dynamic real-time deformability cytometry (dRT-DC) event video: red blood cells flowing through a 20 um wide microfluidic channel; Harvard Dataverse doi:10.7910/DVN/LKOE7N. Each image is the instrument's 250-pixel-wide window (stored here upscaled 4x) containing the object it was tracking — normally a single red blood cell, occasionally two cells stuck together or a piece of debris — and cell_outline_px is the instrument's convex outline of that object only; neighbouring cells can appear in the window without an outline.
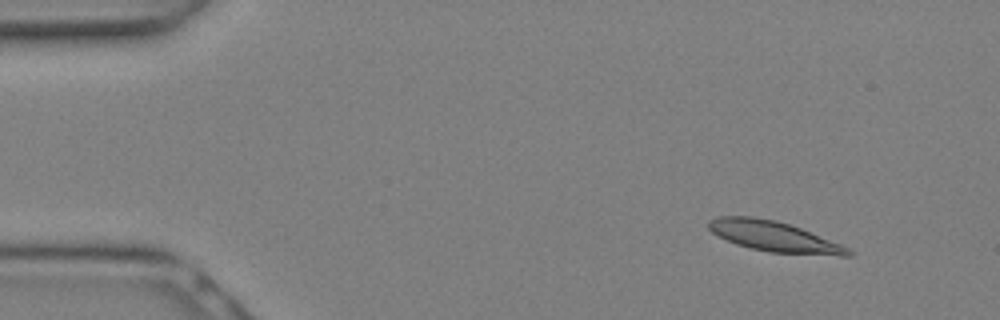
{"species": "Egyptian fruit bat (a non-hibernating species)", "species_latin": "Rousettus aegyptiacus", "temperature_condition": "warm", "stored_images_in_passage": 8, "camera_frame_rate_fps": 3000, "um_per_image_px": 0.085, "animal": {"sex": "female"}, "frame": {"image": 1, "passage_image": 3, "time_ms": 0.667, "image_size_px": [1000, 320], "cell_outline_px": [[852, 256], [840, 256], [768, 252], [736, 244], [712, 232], [708, 228], [708, 220], [720, 216], [752, 216], [772, 220], [788, 224], [800, 228], [840, 244], [848, 248], [852, 252]], "centroid_in_image_um": [65.78, 20.1], "position_along_channel_um": 19.2, "area_um2": 24.33}}